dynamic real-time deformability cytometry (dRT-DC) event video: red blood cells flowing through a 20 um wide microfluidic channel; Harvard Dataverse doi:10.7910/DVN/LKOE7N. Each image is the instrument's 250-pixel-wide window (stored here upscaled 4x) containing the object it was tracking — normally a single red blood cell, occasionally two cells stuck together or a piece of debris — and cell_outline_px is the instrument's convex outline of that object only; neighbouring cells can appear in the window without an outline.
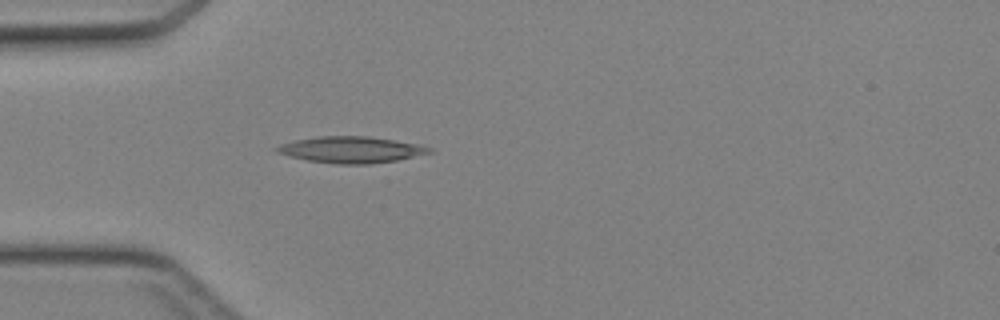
{"species": "Egyptian fruit bat (a non-hibernating species)", "species_latin": "Rousettus aegyptiacus", "temperature_condition": "cold", "stored_images_in_passage": 44, "camera_frame_rate_fps": 3000, "um_per_image_px": 0.085, "animal": {"sex": "female"}, "frame": {"image": 1, "passage_image": 13, "time_ms": 4.0, "image_size_px": [1000, 320], "cell_outline_px": [[432, 152], [396, 160], [372, 164], [336, 164], [308, 160], [288, 156], [276, 152], [272, 148], [280, 144], [296, 140], [320, 136], [368, 136], [420, 144], [432, 148]], "centroid_in_image_um": [29.82, 12.72], "position_along_channel_um": 55.2, "area_um2": 23.41}}
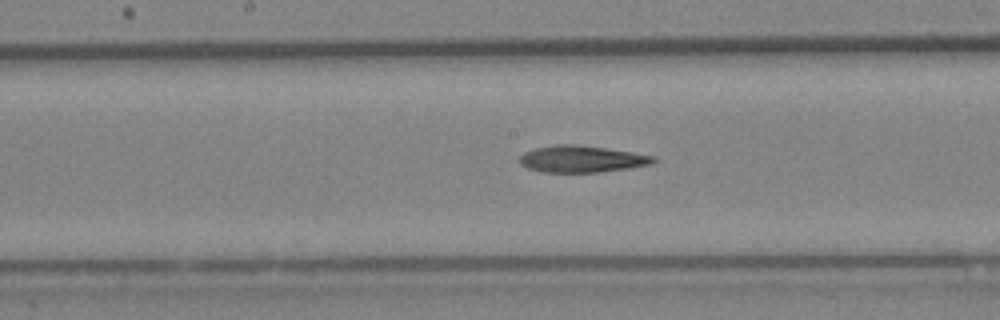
{"frame": {"image": 2, "passage_image": 23, "time_ms": 7.333, "image_size_px": [1000, 320], "cell_outline_px": [[656, 160], [652, 164], [628, 168], [600, 172], [540, 172], [528, 168], [520, 164], [520, 156], [524, 152], [536, 148], [556, 144], [572, 144], [604, 148], [632, 152], [656, 156]], "centroid_in_image_um": [49.44, 13.52], "position_along_channel_um": 198.8, "area_um2": 20.75}}
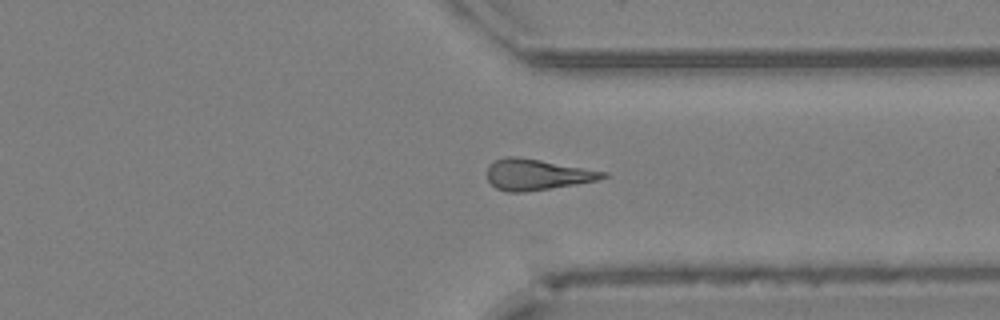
{"frame": {"image": 3, "passage_image": 34, "time_ms": 11.0, "image_size_px": [1000, 320], "cell_outline_px": [[608, 176], [596, 180], [524, 192], [508, 192], [496, 188], [488, 180], [488, 164], [504, 156], [516, 156], [540, 160], [608, 172]], "centroid_in_image_um": [45.6, 14.82], "position_along_channel_um": 365.8, "area_um2": 20.52}}